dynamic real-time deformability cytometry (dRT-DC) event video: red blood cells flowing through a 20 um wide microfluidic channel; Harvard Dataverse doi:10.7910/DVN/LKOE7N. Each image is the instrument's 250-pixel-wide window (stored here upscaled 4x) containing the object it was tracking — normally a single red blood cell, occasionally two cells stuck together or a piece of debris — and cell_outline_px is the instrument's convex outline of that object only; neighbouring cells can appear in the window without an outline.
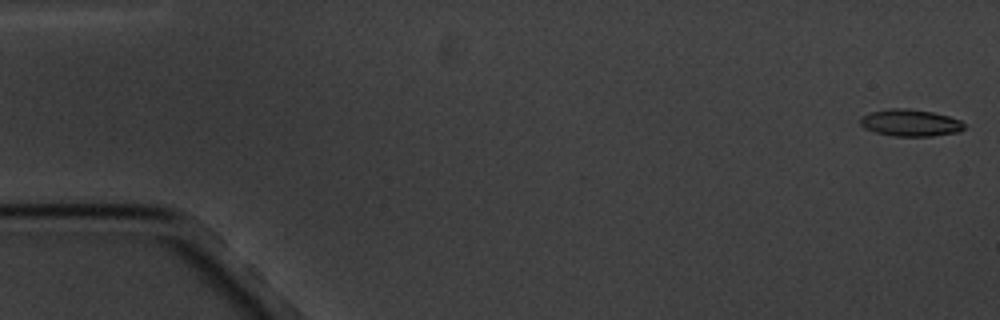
{"species": "common noctule bat (a hibernating species)", "species_latin": "Nyctalus noctula", "temperature_condition": "cold", "stored_images_in_passage": 5, "camera_frame_rate_fps": 3000, "um_per_image_px": 0.085, "animal": {"sex": "male", "body_mass_g": 20.1, "forearm_length_mm": 53.5}, "frame": {"image": 1, "passage_image": 1, "time_ms": 0.0, "image_size_px": [1000, 320], "cell_outline_px": [[964, 128], [960, 132], [932, 136], [892, 136], [876, 132], [864, 128], [860, 124], [860, 116], [872, 112], [888, 108], [908, 108], [932, 112], [948, 116], [960, 120], [964, 124]], "centroid_in_image_um": [77.37, 10.44], "position_along_channel_um": 7.6, "area_um2": 16.36}}
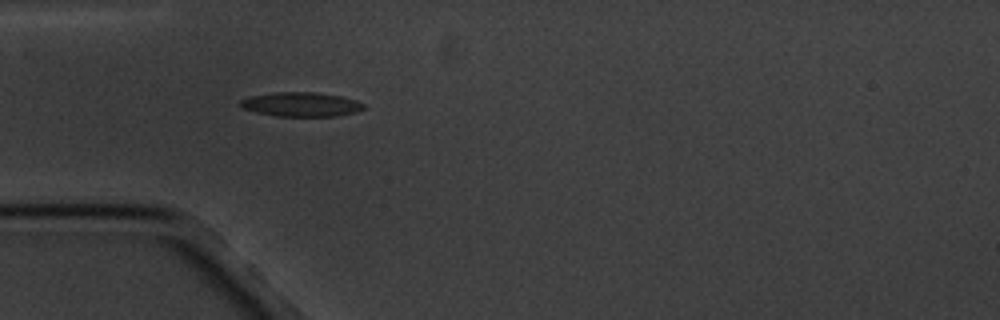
{"frame": {"image": 2, "passage_image": 5, "time_ms": 5.333, "image_size_px": [1000, 320], "cell_outline_px": [[364, 108], [356, 112], [336, 116], [276, 116], [256, 112], [240, 108], [236, 104], [240, 100], [248, 96], [276, 92], [316, 92], [340, 96], [356, 100], [364, 104]], "centroid_in_image_um": [25.52, 8.87], "position_along_channel_um": 59.5, "area_um2": 17.63}}